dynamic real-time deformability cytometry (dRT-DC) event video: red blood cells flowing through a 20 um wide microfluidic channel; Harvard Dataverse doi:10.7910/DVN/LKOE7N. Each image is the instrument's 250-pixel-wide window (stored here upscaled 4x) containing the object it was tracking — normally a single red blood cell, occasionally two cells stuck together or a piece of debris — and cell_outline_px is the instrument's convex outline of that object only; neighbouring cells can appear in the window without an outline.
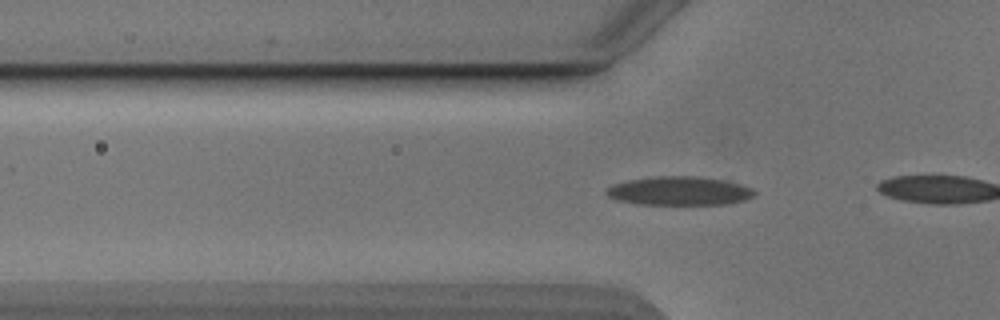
{"species": "Egyptian fruit bat (a non-hibernating species)", "species_latin": "Rousettus aegyptiacus", "temperature_condition": "cold", "stored_images_in_passage": 23, "camera_frame_rate_fps": 3000, "um_per_image_px": 0.085, "animal": {"sex": "male"}, "frame": {"image": 1, "passage_image": 14, "time_ms": 4.333, "image_size_px": [1000, 320], "cell_outline_px": [[756, 196], [744, 200], [728, 204], [636, 204], [616, 200], [608, 196], [604, 192], [612, 184], [632, 180], [656, 176], [696, 176], [724, 180], [740, 184], [752, 188], [756, 192]], "centroid_in_image_um": [57.76, 16.23], "position_along_channel_um": 68.0, "area_um2": 24.8}}